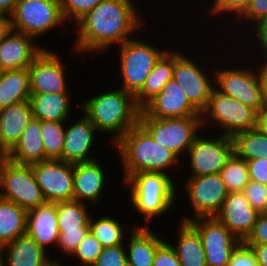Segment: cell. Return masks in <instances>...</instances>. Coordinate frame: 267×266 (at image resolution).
<instances>
[{
    "mask_svg": "<svg viewBox=\"0 0 267 266\" xmlns=\"http://www.w3.org/2000/svg\"><path fill=\"white\" fill-rule=\"evenodd\" d=\"M131 0H103L77 23L76 51L97 52L117 43L131 39L143 24Z\"/></svg>",
    "mask_w": 267,
    "mask_h": 266,
    "instance_id": "6da1fadb",
    "label": "cell"
},
{
    "mask_svg": "<svg viewBox=\"0 0 267 266\" xmlns=\"http://www.w3.org/2000/svg\"><path fill=\"white\" fill-rule=\"evenodd\" d=\"M98 95L81 104V108L98 131L116 134L111 141L115 144L139 123L141 109L136 105L134 95L120 87Z\"/></svg>",
    "mask_w": 267,
    "mask_h": 266,
    "instance_id": "7a4b0ae2",
    "label": "cell"
},
{
    "mask_svg": "<svg viewBox=\"0 0 267 266\" xmlns=\"http://www.w3.org/2000/svg\"><path fill=\"white\" fill-rule=\"evenodd\" d=\"M115 147L124 164L123 182L134 173H166L165 171L180 159L172 151L155 142L139 123L129 129L115 143Z\"/></svg>",
    "mask_w": 267,
    "mask_h": 266,
    "instance_id": "3957f363",
    "label": "cell"
},
{
    "mask_svg": "<svg viewBox=\"0 0 267 266\" xmlns=\"http://www.w3.org/2000/svg\"><path fill=\"white\" fill-rule=\"evenodd\" d=\"M125 183L131 186V202L148 221L169 211L173 206L176 188L168 173L139 172L132 174Z\"/></svg>",
    "mask_w": 267,
    "mask_h": 266,
    "instance_id": "277c9868",
    "label": "cell"
},
{
    "mask_svg": "<svg viewBox=\"0 0 267 266\" xmlns=\"http://www.w3.org/2000/svg\"><path fill=\"white\" fill-rule=\"evenodd\" d=\"M139 124L152 136L155 142L172 151L177 157L189 150L197 132L203 126L201 116L154 118L143 110Z\"/></svg>",
    "mask_w": 267,
    "mask_h": 266,
    "instance_id": "5b68a950",
    "label": "cell"
},
{
    "mask_svg": "<svg viewBox=\"0 0 267 266\" xmlns=\"http://www.w3.org/2000/svg\"><path fill=\"white\" fill-rule=\"evenodd\" d=\"M121 88L135 95L143 86L159 59L168 51L155 48L143 40L131 38L119 45Z\"/></svg>",
    "mask_w": 267,
    "mask_h": 266,
    "instance_id": "8992f818",
    "label": "cell"
},
{
    "mask_svg": "<svg viewBox=\"0 0 267 266\" xmlns=\"http://www.w3.org/2000/svg\"><path fill=\"white\" fill-rule=\"evenodd\" d=\"M0 197L29 211L46 201L31 165H20L6 157L0 163Z\"/></svg>",
    "mask_w": 267,
    "mask_h": 266,
    "instance_id": "52a82bcc",
    "label": "cell"
},
{
    "mask_svg": "<svg viewBox=\"0 0 267 266\" xmlns=\"http://www.w3.org/2000/svg\"><path fill=\"white\" fill-rule=\"evenodd\" d=\"M205 116V117H204ZM202 124L206 119L215 120L223 135L235 134L258 127L259 114L242 102L226 96L214 88L206 108L201 112Z\"/></svg>",
    "mask_w": 267,
    "mask_h": 266,
    "instance_id": "ba28073f",
    "label": "cell"
},
{
    "mask_svg": "<svg viewBox=\"0 0 267 266\" xmlns=\"http://www.w3.org/2000/svg\"><path fill=\"white\" fill-rule=\"evenodd\" d=\"M10 17L12 30L34 39L65 22L59 0H19Z\"/></svg>",
    "mask_w": 267,
    "mask_h": 266,
    "instance_id": "9c48e42d",
    "label": "cell"
},
{
    "mask_svg": "<svg viewBox=\"0 0 267 266\" xmlns=\"http://www.w3.org/2000/svg\"><path fill=\"white\" fill-rule=\"evenodd\" d=\"M250 70L235 67L220 69L215 71L213 81L222 94L242 102L259 114L266 106L264 86L260 70L257 69V73Z\"/></svg>",
    "mask_w": 267,
    "mask_h": 266,
    "instance_id": "30bf717a",
    "label": "cell"
},
{
    "mask_svg": "<svg viewBox=\"0 0 267 266\" xmlns=\"http://www.w3.org/2000/svg\"><path fill=\"white\" fill-rule=\"evenodd\" d=\"M201 238L207 266H227L241 243L215 217L196 218L188 222Z\"/></svg>",
    "mask_w": 267,
    "mask_h": 266,
    "instance_id": "8fae6325",
    "label": "cell"
},
{
    "mask_svg": "<svg viewBox=\"0 0 267 266\" xmlns=\"http://www.w3.org/2000/svg\"><path fill=\"white\" fill-rule=\"evenodd\" d=\"M187 153L192 172L189 177L219 174L234 153V142L232 137L223 134L211 139L197 135Z\"/></svg>",
    "mask_w": 267,
    "mask_h": 266,
    "instance_id": "7c38bea8",
    "label": "cell"
},
{
    "mask_svg": "<svg viewBox=\"0 0 267 266\" xmlns=\"http://www.w3.org/2000/svg\"><path fill=\"white\" fill-rule=\"evenodd\" d=\"M185 187L194 210V218L185 216L181 222H189L196 218L214 217L228 195L219 174L189 177Z\"/></svg>",
    "mask_w": 267,
    "mask_h": 266,
    "instance_id": "4fadbf2b",
    "label": "cell"
},
{
    "mask_svg": "<svg viewBox=\"0 0 267 266\" xmlns=\"http://www.w3.org/2000/svg\"><path fill=\"white\" fill-rule=\"evenodd\" d=\"M31 166L46 202L73 199V163L48 159Z\"/></svg>",
    "mask_w": 267,
    "mask_h": 266,
    "instance_id": "5bb4252c",
    "label": "cell"
},
{
    "mask_svg": "<svg viewBox=\"0 0 267 266\" xmlns=\"http://www.w3.org/2000/svg\"><path fill=\"white\" fill-rule=\"evenodd\" d=\"M179 52H175L172 78L182 87L190 103L201 113L207 106L214 85L204 71ZM207 76V77H206Z\"/></svg>",
    "mask_w": 267,
    "mask_h": 266,
    "instance_id": "9a60e30c",
    "label": "cell"
},
{
    "mask_svg": "<svg viewBox=\"0 0 267 266\" xmlns=\"http://www.w3.org/2000/svg\"><path fill=\"white\" fill-rule=\"evenodd\" d=\"M31 93H63L66 88L65 68L59 56L43 49L28 68Z\"/></svg>",
    "mask_w": 267,
    "mask_h": 266,
    "instance_id": "2e32d148",
    "label": "cell"
},
{
    "mask_svg": "<svg viewBox=\"0 0 267 266\" xmlns=\"http://www.w3.org/2000/svg\"><path fill=\"white\" fill-rule=\"evenodd\" d=\"M259 213L253 209L243 192L228 193L221 209L214 216L241 242L251 234Z\"/></svg>",
    "mask_w": 267,
    "mask_h": 266,
    "instance_id": "e0dca14e",
    "label": "cell"
},
{
    "mask_svg": "<svg viewBox=\"0 0 267 266\" xmlns=\"http://www.w3.org/2000/svg\"><path fill=\"white\" fill-rule=\"evenodd\" d=\"M142 110L149 117L160 119L201 116V113L188 100L182 87L173 78Z\"/></svg>",
    "mask_w": 267,
    "mask_h": 266,
    "instance_id": "ac0fdd59",
    "label": "cell"
},
{
    "mask_svg": "<svg viewBox=\"0 0 267 266\" xmlns=\"http://www.w3.org/2000/svg\"><path fill=\"white\" fill-rule=\"evenodd\" d=\"M34 38L11 30L0 42V66L3 70L25 69L44 48L33 45Z\"/></svg>",
    "mask_w": 267,
    "mask_h": 266,
    "instance_id": "d6986e66",
    "label": "cell"
},
{
    "mask_svg": "<svg viewBox=\"0 0 267 266\" xmlns=\"http://www.w3.org/2000/svg\"><path fill=\"white\" fill-rule=\"evenodd\" d=\"M97 129L84 114L74 125L65 128L62 160L69 163H83L95 160L89 157Z\"/></svg>",
    "mask_w": 267,
    "mask_h": 266,
    "instance_id": "ffe728a7",
    "label": "cell"
},
{
    "mask_svg": "<svg viewBox=\"0 0 267 266\" xmlns=\"http://www.w3.org/2000/svg\"><path fill=\"white\" fill-rule=\"evenodd\" d=\"M26 234L45 251L46 246L58 242L56 202H45L27 211Z\"/></svg>",
    "mask_w": 267,
    "mask_h": 266,
    "instance_id": "44dd1931",
    "label": "cell"
},
{
    "mask_svg": "<svg viewBox=\"0 0 267 266\" xmlns=\"http://www.w3.org/2000/svg\"><path fill=\"white\" fill-rule=\"evenodd\" d=\"M103 171L98 160L73 164V199L96 205L106 182Z\"/></svg>",
    "mask_w": 267,
    "mask_h": 266,
    "instance_id": "7402d4cb",
    "label": "cell"
},
{
    "mask_svg": "<svg viewBox=\"0 0 267 266\" xmlns=\"http://www.w3.org/2000/svg\"><path fill=\"white\" fill-rule=\"evenodd\" d=\"M32 118L29 100L0 110V151L4 155L19 141Z\"/></svg>",
    "mask_w": 267,
    "mask_h": 266,
    "instance_id": "603a6c76",
    "label": "cell"
},
{
    "mask_svg": "<svg viewBox=\"0 0 267 266\" xmlns=\"http://www.w3.org/2000/svg\"><path fill=\"white\" fill-rule=\"evenodd\" d=\"M6 251V252H5ZM1 266H55L60 262L47 258L46 251L27 234L4 245ZM5 258V259H4Z\"/></svg>",
    "mask_w": 267,
    "mask_h": 266,
    "instance_id": "cb8c5ba5",
    "label": "cell"
},
{
    "mask_svg": "<svg viewBox=\"0 0 267 266\" xmlns=\"http://www.w3.org/2000/svg\"><path fill=\"white\" fill-rule=\"evenodd\" d=\"M5 157L9 161L20 165H32L46 160L41 138V121L39 119H31L19 141Z\"/></svg>",
    "mask_w": 267,
    "mask_h": 266,
    "instance_id": "d4e9b609",
    "label": "cell"
},
{
    "mask_svg": "<svg viewBox=\"0 0 267 266\" xmlns=\"http://www.w3.org/2000/svg\"><path fill=\"white\" fill-rule=\"evenodd\" d=\"M156 234L145 225L131 232L129 252H126L128 266H153L156 250L164 242Z\"/></svg>",
    "mask_w": 267,
    "mask_h": 266,
    "instance_id": "484cf974",
    "label": "cell"
},
{
    "mask_svg": "<svg viewBox=\"0 0 267 266\" xmlns=\"http://www.w3.org/2000/svg\"><path fill=\"white\" fill-rule=\"evenodd\" d=\"M175 65V51H167L156 63L147 76L141 89L134 95L136 105L142 110L162 90L163 86L172 79Z\"/></svg>",
    "mask_w": 267,
    "mask_h": 266,
    "instance_id": "4316f807",
    "label": "cell"
},
{
    "mask_svg": "<svg viewBox=\"0 0 267 266\" xmlns=\"http://www.w3.org/2000/svg\"><path fill=\"white\" fill-rule=\"evenodd\" d=\"M68 92L63 93H31L29 103L33 118L40 121L65 122L70 115V98Z\"/></svg>",
    "mask_w": 267,
    "mask_h": 266,
    "instance_id": "83f0119b",
    "label": "cell"
},
{
    "mask_svg": "<svg viewBox=\"0 0 267 266\" xmlns=\"http://www.w3.org/2000/svg\"><path fill=\"white\" fill-rule=\"evenodd\" d=\"M30 94L28 68L3 70L0 77V110L29 100Z\"/></svg>",
    "mask_w": 267,
    "mask_h": 266,
    "instance_id": "f1b7e54d",
    "label": "cell"
},
{
    "mask_svg": "<svg viewBox=\"0 0 267 266\" xmlns=\"http://www.w3.org/2000/svg\"><path fill=\"white\" fill-rule=\"evenodd\" d=\"M178 244L174 249L182 266H207L205 252L199 233L188 223L181 222Z\"/></svg>",
    "mask_w": 267,
    "mask_h": 266,
    "instance_id": "f546056e",
    "label": "cell"
},
{
    "mask_svg": "<svg viewBox=\"0 0 267 266\" xmlns=\"http://www.w3.org/2000/svg\"><path fill=\"white\" fill-rule=\"evenodd\" d=\"M27 211L0 197V241L3 245L26 234Z\"/></svg>",
    "mask_w": 267,
    "mask_h": 266,
    "instance_id": "4dcf8cb0",
    "label": "cell"
},
{
    "mask_svg": "<svg viewBox=\"0 0 267 266\" xmlns=\"http://www.w3.org/2000/svg\"><path fill=\"white\" fill-rule=\"evenodd\" d=\"M56 210L59 231H90V215L84 202L58 201Z\"/></svg>",
    "mask_w": 267,
    "mask_h": 266,
    "instance_id": "1f68e13d",
    "label": "cell"
},
{
    "mask_svg": "<svg viewBox=\"0 0 267 266\" xmlns=\"http://www.w3.org/2000/svg\"><path fill=\"white\" fill-rule=\"evenodd\" d=\"M234 153L246 161L267 157V134L260 127L239 132L233 137Z\"/></svg>",
    "mask_w": 267,
    "mask_h": 266,
    "instance_id": "d6a6232c",
    "label": "cell"
},
{
    "mask_svg": "<svg viewBox=\"0 0 267 266\" xmlns=\"http://www.w3.org/2000/svg\"><path fill=\"white\" fill-rule=\"evenodd\" d=\"M228 193L241 192L250 181L247 161L235 153L227 160L219 172Z\"/></svg>",
    "mask_w": 267,
    "mask_h": 266,
    "instance_id": "836d02e7",
    "label": "cell"
},
{
    "mask_svg": "<svg viewBox=\"0 0 267 266\" xmlns=\"http://www.w3.org/2000/svg\"><path fill=\"white\" fill-rule=\"evenodd\" d=\"M90 232L102 244L103 247L122 245L124 243L123 226L111 217H101L92 221L89 217Z\"/></svg>",
    "mask_w": 267,
    "mask_h": 266,
    "instance_id": "e575fe53",
    "label": "cell"
},
{
    "mask_svg": "<svg viewBox=\"0 0 267 266\" xmlns=\"http://www.w3.org/2000/svg\"><path fill=\"white\" fill-rule=\"evenodd\" d=\"M65 128L64 122L41 121V138L45 149L46 160H62Z\"/></svg>",
    "mask_w": 267,
    "mask_h": 266,
    "instance_id": "d590c367",
    "label": "cell"
},
{
    "mask_svg": "<svg viewBox=\"0 0 267 266\" xmlns=\"http://www.w3.org/2000/svg\"><path fill=\"white\" fill-rule=\"evenodd\" d=\"M103 248L102 244L89 231L72 256L78 257L83 266H92L100 256Z\"/></svg>",
    "mask_w": 267,
    "mask_h": 266,
    "instance_id": "8d00e7d4",
    "label": "cell"
},
{
    "mask_svg": "<svg viewBox=\"0 0 267 266\" xmlns=\"http://www.w3.org/2000/svg\"><path fill=\"white\" fill-rule=\"evenodd\" d=\"M64 20L73 19L75 24L103 0H59Z\"/></svg>",
    "mask_w": 267,
    "mask_h": 266,
    "instance_id": "74e56055",
    "label": "cell"
},
{
    "mask_svg": "<svg viewBox=\"0 0 267 266\" xmlns=\"http://www.w3.org/2000/svg\"><path fill=\"white\" fill-rule=\"evenodd\" d=\"M242 192L254 210L258 213L267 212V185L250 180Z\"/></svg>",
    "mask_w": 267,
    "mask_h": 266,
    "instance_id": "f35d334b",
    "label": "cell"
},
{
    "mask_svg": "<svg viewBox=\"0 0 267 266\" xmlns=\"http://www.w3.org/2000/svg\"><path fill=\"white\" fill-rule=\"evenodd\" d=\"M126 250L123 244L104 247L92 266H128Z\"/></svg>",
    "mask_w": 267,
    "mask_h": 266,
    "instance_id": "ab89813d",
    "label": "cell"
},
{
    "mask_svg": "<svg viewBox=\"0 0 267 266\" xmlns=\"http://www.w3.org/2000/svg\"><path fill=\"white\" fill-rule=\"evenodd\" d=\"M89 231H59L57 246L69 256L74 253Z\"/></svg>",
    "mask_w": 267,
    "mask_h": 266,
    "instance_id": "60d3db41",
    "label": "cell"
},
{
    "mask_svg": "<svg viewBox=\"0 0 267 266\" xmlns=\"http://www.w3.org/2000/svg\"><path fill=\"white\" fill-rule=\"evenodd\" d=\"M210 12L213 14H223V12L237 13L240 16L245 12L250 0H214ZM221 11V12H220Z\"/></svg>",
    "mask_w": 267,
    "mask_h": 266,
    "instance_id": "b9f144b4",
    "label": "cell"
},
{
    "mask_svg": "<svg viewBox=\"0 0 267 266\" xmlns=\"http://www.w3.org/2000/svg\"><path fill=\"white\" fill-rule=\"evenodd\" d=\"M244 243L246 245L267 244V212L259 213L253 230Z\"/></svg>",
    "mask_w": 267,
    "mask_h": 266,
    "instance_id": "7bdbcfd3",
    "label": "cell"
},
{
    "mask_svg": "<svg viewBox=\"0 0 267 266\" xmlns=\"http://www.w3.org/2000/svg\"><path fill=\"white\" fill-rule=\"evenodd\" d=\"M153 266H182L174 249L168 242H163L156 250Z\"/></svg>",
    "mask_w": 267,
    "mask_h": 266,
    "instance_id": "ee69618b",
    "label": "cell"
},
{
    "mask_svg": "<svg viewBox=\"0 0 267 266\" xmlns=\"http://www.w3.org/2000/svg\"><path fill=\"white\" fill-rule=\"evenodd\" d=\"M227 266H258V264L251 248L241 242L232 253Z\"/></svg>",
    "mask_w": 267,
    "mask_h": 266,
    "instance_id": "f6af8a7d",
    "label": "cell"
},
{
    "mask_svg": "<svg viewBox=\"0 0 267 266\" xmlns=\"http://www.w3.org/2000/svg\"><path fill=\"white\" fill-rule=\"evenodd\" d=\"M241 16V18H246V22L250 20L255 22L257 26L267 18V0H250L249 5Z\"/></svg>",
    "mask_w": 267,
    "mask_h": 266,
    "instance_id": "bcb514c9",
    "label": "cell"
},
{
    "mask_svg": "<svg viewBox=\"0 0 267 266\" xmlns=\"http://www.w3.org/2000/svg\"><path fill=\"white\" fill-rule=\"evenodd\" d=\"M251 181L267 185V157L247 161Z\"/></svg>",
    "mask_w": 267,
    "mask_h": 266,
    "instance_id": "7dc6e473",
    "label": "cell"
},
{
    "mask_svg": "<svg viewBox=\"0 0 267 266\" xmlns=\"http://www.w3.org/2000/svg\"><path fill=\"white\" fill-rule=\"evenodd\" d=\"M255 29L257 38L259 39L258 41H260L259 44L261 43L260 47L264 51L265 58H267V18L261 21Z\"/></svg>",
    "mask_w": 267,
    "mask_h": 266,
    "instance_id": "c3c4849f",
    "label": "cell"
},
{
    "mask_svg": "<svg viewBox=\"0 0 267 266\" xmlns=\"http://www.w3.org/2000/svg\"><path fill=\"white\" fill-rule=\"evenodd\" d=\"M247 246L251 248L258 266H267V244Z\"/></svg>",
    "mask_w": 267,
    "mask_h": 266,
    "instance_id": "681fc988",
    "label": "cell"
},
{
    "mask_svg": "<svg viewBox=\"0 0 267 266\" xmlns=\"http://www.w3.org/2000/svg\"><path fill=\"white\" fill-rule=\"evenodd\" d=\"M12 30L11 17L9 14L0 13V42Z\"/></svg>",
    "mask_w": 267,
    "mask_h": 266,
    "instance_id": "f907efd6",
    "label": "cell"
},
{
    "mask_svg": "<svg viewBox=\"0 0 267 266\" xmlns=\"http://www.w3.org/2000/svg\"><path fill=\"white\" fill-rule=\"evenodd\" d=\"M19 0H0V13L11 14Z\"/></svg>",
    "mask_w": 267,
    "mask_h": 266,
    "instance_id": "816d5d0a",
    "label": "cell"
},
{
    "mask_svg": "<svg viewBox=\"0 0 267 266\" xmlns=\"http://www.w3.org/2000/svg\"><path fill=\"white\" fill-rule=\"evenodd\" d=\"M258 126L267 134V103L265 108L259 113Z\"/></svg>",
    "mask_w": 267,
    "mask_h": 266,
    "instance_id": "f5cc1de1",
    "label": "cell"
},
{
    "mask_svg": "<svg viewBox=\"0 0 267 266\" xmlns=\"http://www.w3.org/2000/svg\"><path fill=\"white\" fill-rule=\"evenodd\" d=\"M266 63L263 64V66L259 69L260 74L262 77V82L264 86V96H265V101L267 103V58H265Z\"/></svg>",
    "mask_w": 267,
    "mask_h": 266,
    "instance_id": "db71d44e",
    "label": "cell"
},
{
    "mask_svg": "<svg viewBox=\"0 0 267 266\" xmlns=\"http://www.w3.org/2000/svg\"><path fill=\"white\" fill-rule=\"evenodd\" d=\"M3 254H4V245L0 241V263L2 262L3 259Z\"/></svg>",
    "mask_w": 267,
    "mask_h": 266,
    "instance_id": "11a10c76",
    "label": "cell"
},
{
    "mask_svg": "<svg viewBox=\"0 0 267 266\" xmlns=\"http://www.w3.org/2000/svg\"><path fill=\"white\" fill-rule=\"evenodd\" d=\"M5 158V155L0 151V163Z\"/></svg>",
    "mask_w": 267,
    "mask_h": 266,
    "instance_id": "9f6ffc18",
    "label": "cell"
},
{
    "mask_svg": "<svg viewBox=\"0 0 267 266\" xmlns=\"http://www.w3.org/2000/svg\"><path fill=\"white\" fill-rule=\"evenodd\" d=\"M2 72H3V69H2L1 66H0V77H1V75H2Z\"/></svg>",
    "mask_w": 267,
    "mask_h": 266,
    "instance_id": "6f0895ef",
    "label": "cell"
}]
</instances>
